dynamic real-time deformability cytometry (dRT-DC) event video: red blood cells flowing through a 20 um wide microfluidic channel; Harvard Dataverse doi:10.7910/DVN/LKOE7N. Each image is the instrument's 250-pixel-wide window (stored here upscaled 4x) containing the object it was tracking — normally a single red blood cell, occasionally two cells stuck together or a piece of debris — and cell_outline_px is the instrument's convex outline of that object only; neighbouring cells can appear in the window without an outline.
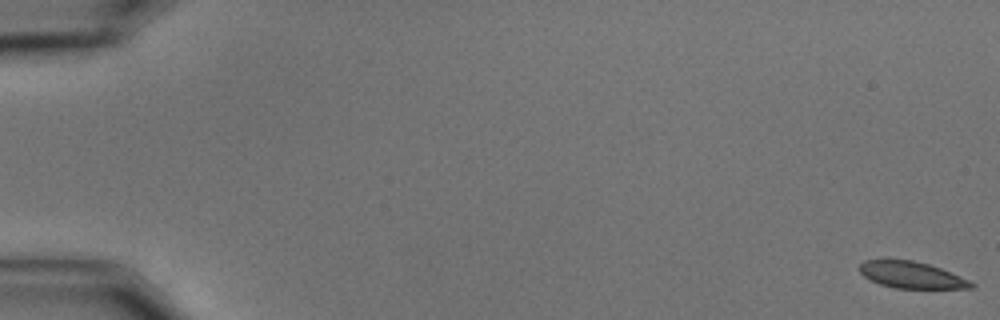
{"species": "common noctule bat (a hibernating species)", "species_latin": "Nyctalus noctula", "temperature_condition": "cold", "stored_images_in_passage": 49, "camera_frame_rate_fps": 3000, "um_per_image_px": 0.085, "animal": {"sex": "male", "body_mass_g": 15.6}, "frame": {"image": 1, "passage_image": 1, "time_ms": 0.0, "image_size_px": [1000, 320], "cell_outline_px": [[976, 284], [972, 288], [896, 288], [880, 284], [864, 276], [860, 272], [860, 264], [864, 260], [912, 260], [928, 264], [940, 268], [968, 280]], "centroid_in_image_um": [77.47, 23.37], "position_along_channel_um": 7.5, "area_um2": 16.94}}
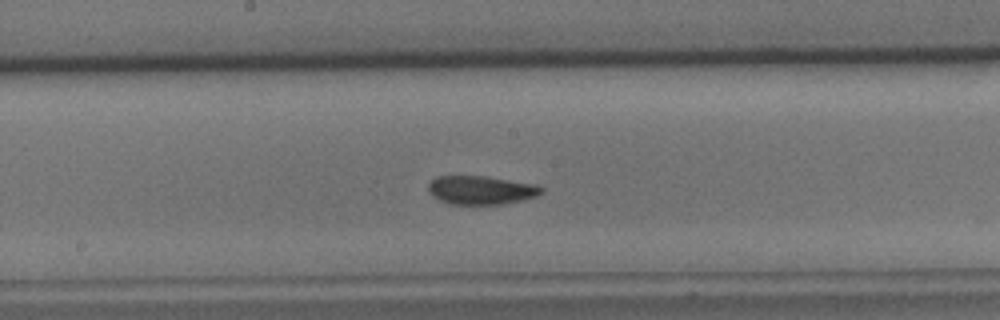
{"frame": {"image": 2, "passage_image": 32, "time_ms": 10.333, "image_size_px": [1000, 320], "cell_outline_px": [[544, 192], [536, 196], [520, 200], [500, 204], [452, 204], [440, 200], [432, 196], [428, 192], [428, 184], [436, 176], [484, 176], [536, 184], [544, 188]], "centroid_in_image_um": [40.88, 16.15], "position_along_channel_um": 207.3, "area_um2": 18.79}}
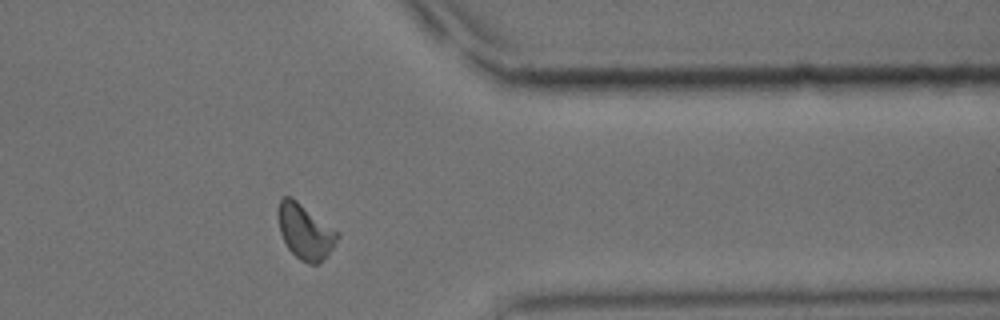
{"frame": {"image": 3, "passage_image": 48, "time_ms": 15.667, "image_size_px": [1000, 320], "cell_outline_px": [[340, 236], [332, 248], [320, 264], [308, 264], [300, 260], [288, 248], [280, 232], [276, 212], [280, 200], [284, 196], [292, 196], [340, 232]], "centroid_in_image_um": [25.94, 19.66], "position_along_channel_um": 385.5, "area_um2": 19.31}}